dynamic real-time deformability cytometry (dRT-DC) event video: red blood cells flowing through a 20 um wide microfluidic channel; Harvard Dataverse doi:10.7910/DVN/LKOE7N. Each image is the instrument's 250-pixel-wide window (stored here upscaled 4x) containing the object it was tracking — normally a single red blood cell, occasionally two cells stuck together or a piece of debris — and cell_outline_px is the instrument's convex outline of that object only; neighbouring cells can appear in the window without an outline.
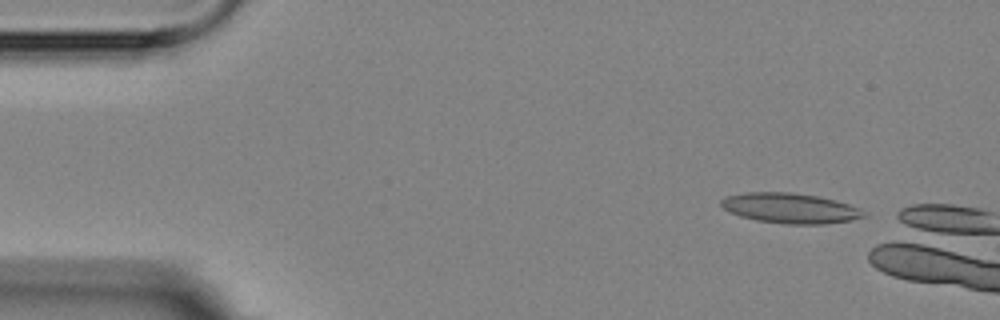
{"species": "Egyptian fruit bat (a non-hibernating species)", "species_latin": "Rousettus aegyptiacus", "temperature_condition": "room temperature", "stored_images_in_passage": 3, "camera_frame_rate_fps": 3000, "um_per_image_px": 0.085, "animal": {"sex": "female"}, "frame": {"image": 1, "passage_image": 1, "time_ms": 0.0, "image_size_px": [1000, 320], "cell_outline_px": [[868, 216], [852, 220], [824, 224], [784, 224], [756, 220], [740, 216], [728, 212], [720, 204], [720, 200], [728, 196], [744, 192], [788, 192], [820, 196], [836, 200], [860, 208]], "centroid_in_image_um": [67.17, 17.69], "position_along_channel_um": 17.8, "area_um2": 25.26}}